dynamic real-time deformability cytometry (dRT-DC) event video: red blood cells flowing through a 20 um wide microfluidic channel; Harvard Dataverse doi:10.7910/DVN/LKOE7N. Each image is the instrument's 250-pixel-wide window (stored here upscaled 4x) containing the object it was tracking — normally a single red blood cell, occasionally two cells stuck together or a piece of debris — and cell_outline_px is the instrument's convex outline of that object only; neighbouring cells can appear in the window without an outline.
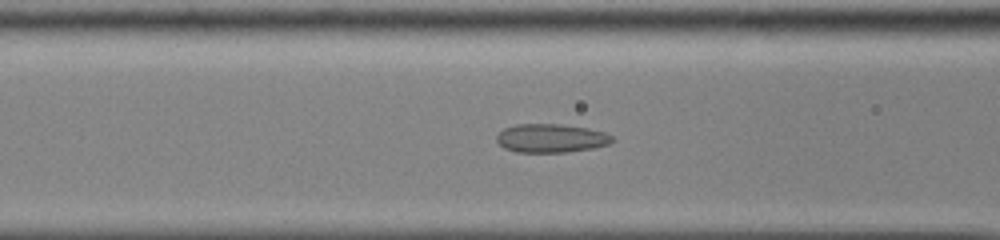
{"species": "common noctule bat (a hibernating species)", "species_latin": "Nyctalus noctula", "temperature_condition": "cold", "stored_images_in_passage": 55, "camera_frame_rate_fps": 3000, "um_per_image_px": 0.085, "animal": {"sex": "male", "body_mass_g": 13.0, "forearm_length_mm": 53.1}, "frame": {"image": 1, "passage_image": 24, "time_ms": 7.667, "image_size_px": [1000, 240], "cell_outline_px": [[616, 140], [608, 144], [592, 148], [568, 152], [516, 152], [504, 148], [496, 140], [496, 136], [504, 128], [516, 124], [560, 124], [588, 128], [604, 132], [612, 136]], "centroid_in_image_um": [46.84, 11.75], "position_along_channel_um": 119.8, "area_um2": 19.31}}
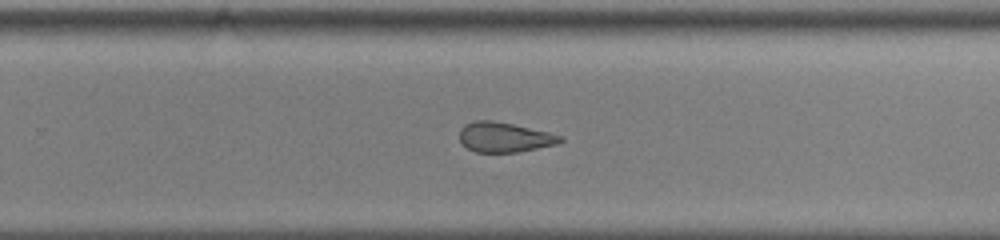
{"frame": {"image": 2, "passage_image": 37, "time_ms": 12.0, "image_size_px": [1000, 240], "cell_outline_px": [[564, 140], [560, 144], [516, 152], [476, 152], [468, 148], [460, 140], [460, 128], [464, 124], [472, 120], [492, 120], [512, 124], [548, 132], [564, 136]], "centroid_in_image_um": [42.9, 11.66], "position_along_channel_um": 286.9, "area_um2": 17.63}}
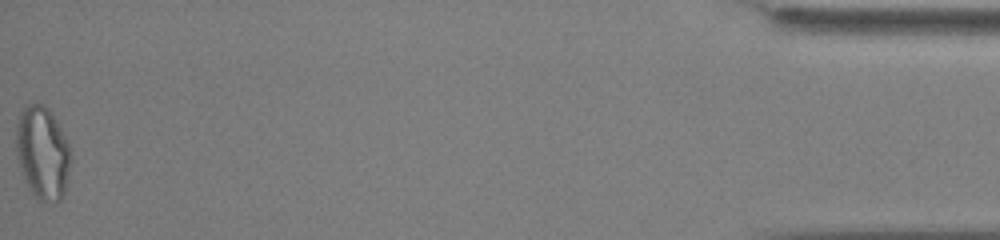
{"frame": {"image": 3, "passage_image": 55, "time_ms": 18.0, "image_size_px": [1000, 240], "cell_outline_px": [[72, 156], [64, 196], [60, 200], [52, 204], [44, 204], [28, 188], [20, 168], [16, 152], [16, 124], [20, 112], [28, 104], [44, 104], [48, 108], [60, 128], [68, 144]], "centroid_in_image_um": [3.62, 13.03], "position_along_channel_um": 431.6, "area_um2": 29.77}, "authors_computed_cell_mechanics": {"area_um2": 21.6172, "velocity_mm_per_s": 3.8719, "shape_relaxation_time_tau1_ms": null, "shape_relaxation_time_tau2_ms": 1.873, "deformation_change_tau1": null, "deformation_change_tau2": 0.1003}}